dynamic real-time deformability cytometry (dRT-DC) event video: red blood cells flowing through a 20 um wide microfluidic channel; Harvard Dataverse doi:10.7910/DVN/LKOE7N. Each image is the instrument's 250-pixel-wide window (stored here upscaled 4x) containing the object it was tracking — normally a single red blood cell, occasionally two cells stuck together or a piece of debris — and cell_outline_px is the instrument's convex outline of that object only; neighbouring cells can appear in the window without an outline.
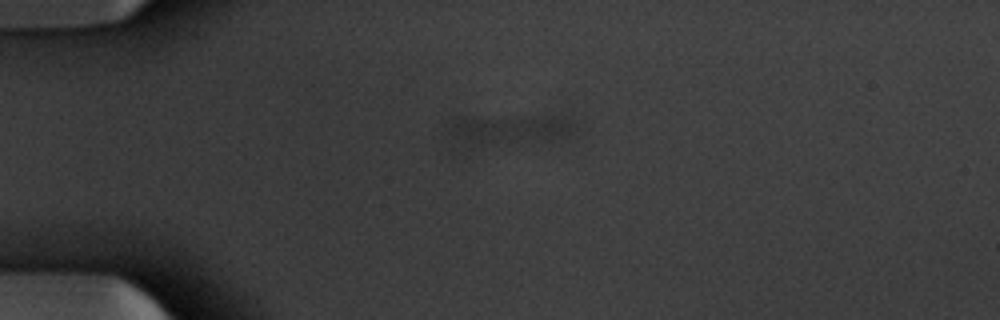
{"species": "common noctule bat (a hibernating species)", "species_latin": "Nyctalus noctula", "temperature_condition": "warm", "stored_images_in_passage": 5, "camera_frame_rate_fps": 3000, "um_per_image_px": 0.085, "animal": {"sex": "male", "body_mass_g": 20.1, "forearm_length_mm": 53.5}, "frame": {"image": 1, "passage_image": 1, "time_ms": 0.0, "image_size_px": [1000, 320], "cell_outline_px": [[576, 128], [568, 136], [556, 144], [452, 152], [448, 140], [448, 124], [456, 116], [572, 116], [576, 120]], "centroid_in_image_um": [43.12, 11.19], "position_along_channel_um": 41.9, "area_um2": 27.63}}